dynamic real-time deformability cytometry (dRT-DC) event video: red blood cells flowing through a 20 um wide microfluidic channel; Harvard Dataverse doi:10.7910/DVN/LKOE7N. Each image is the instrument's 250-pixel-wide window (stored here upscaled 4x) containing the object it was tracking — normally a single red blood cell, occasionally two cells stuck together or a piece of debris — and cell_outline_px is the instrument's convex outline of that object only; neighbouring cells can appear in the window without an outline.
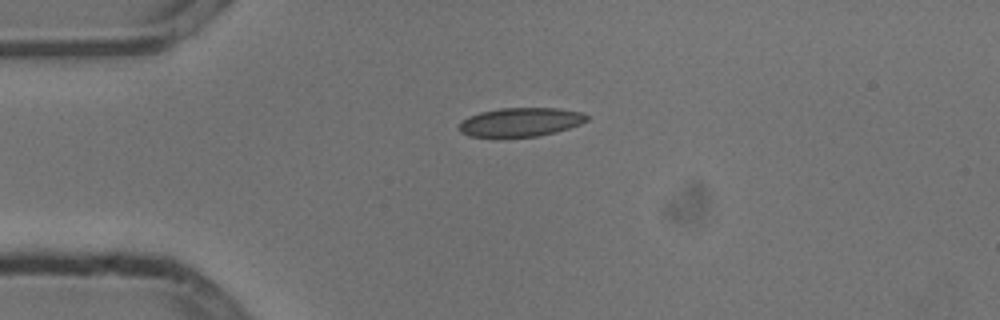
{"species": "common noctule bat (a hibernating species)", "species_latin": "Nyctalus noctula", "temperature_condition": "cold", "stored_images_in_passage": 1, "camera_frame_rate_fps": 3000, "um_per_image_px": 0.085, "animal": {"sex": "male", "body_mass_g": 13.3}, "frame": {"image": 1, "passage_image": 1, "time_ms": 0.0, "image_size_px": [1000, 320], "cell_outline_px": [[588, 120], [580, 124], [556, 132], [536, 136], [504, 140], [496, 140], [468, 136], [460, 132], [456, 128], [460, 120], [468, 116], [480, 112], [500, 108], [556, 108], [580, 112], [588, 116]], "centroid_in_image_um": [44.11, 10.43], "position_along_channel_um": 40.9, "area_um2": 22.48}}